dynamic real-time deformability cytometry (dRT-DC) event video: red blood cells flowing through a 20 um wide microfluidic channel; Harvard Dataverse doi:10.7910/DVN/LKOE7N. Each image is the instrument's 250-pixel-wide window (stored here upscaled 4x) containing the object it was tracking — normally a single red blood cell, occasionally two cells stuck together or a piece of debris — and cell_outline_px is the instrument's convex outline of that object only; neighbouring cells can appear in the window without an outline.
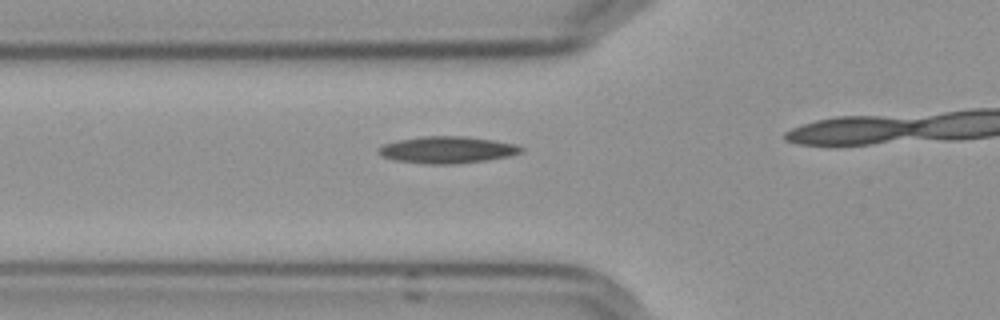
{"species": "Egyptian fruit bat (a non-hibernating species)", "species_latin": "Rousettus aegyptiacus", "temperature_condition": "cold", "stored_images_in_passage": 20, "camera_frame_rate_fps": 3000, "um_per_image_px": 0.085, "frame": {"image": 1, "passage_image": 15, "time_ms": 4.667, "image_size_px": [1000, 320], "cell_outline_px": [[524, 152], [508, 156], [488, 160], [452, 164], [424, 164], [392, 160], [380, 156], [376, 152], [376, 148], [384, 144], [396, 140], [424, 136], [468, 136], [516, 144], [524, 148]], "centroid_in_image_um": [37.96, 12.74], "position_along_channel_um": 87.8, "area_um2": 22.66}}
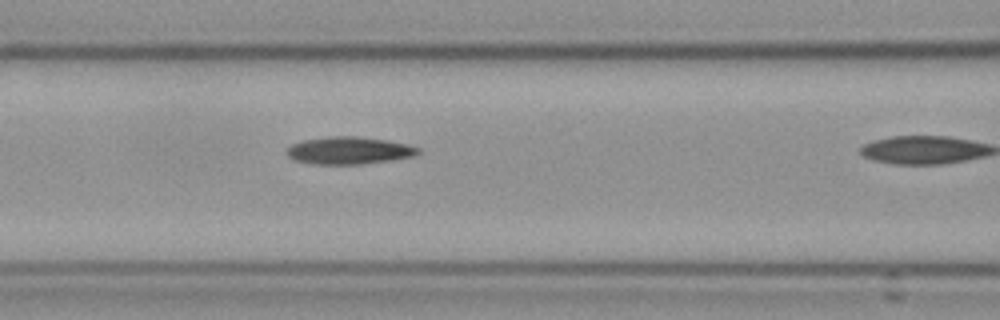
{"frame": {"image": 2, "passage_image": 19, "time_ms": 6.0, "image_size_px": [1000, 320], "cell_outline_px": [[420, 152], [416, 156], [392, 160], [360, 164], [312, 164], [296, 160], [288, 156], [284, 152], [292, 144], [304, 140], [328, 136], [356, 136], [384, 140], [408, 144], [420, 148]], "centroid_in_image_um": [29.68, 12.79], "position_along_channel_um": 136.9, "area_um2": 20.98}}